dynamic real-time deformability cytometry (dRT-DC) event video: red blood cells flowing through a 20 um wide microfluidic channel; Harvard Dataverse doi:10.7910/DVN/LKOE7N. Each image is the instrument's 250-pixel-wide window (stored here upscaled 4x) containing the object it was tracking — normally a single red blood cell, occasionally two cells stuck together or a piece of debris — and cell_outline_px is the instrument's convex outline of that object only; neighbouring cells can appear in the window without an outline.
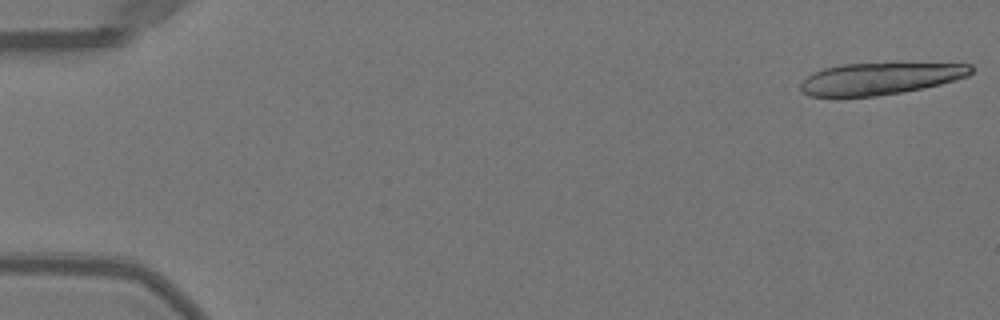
{"species": "Egyptian fruit bat (a non-hibernating species)", "species_latin": "Rousettus aegyptiacus", "temperature_condition": "warm", "stored_images_in_passage": 13, "camera_frame_rate_fps": 3000, "um_per_image_px": 0.085, "animal": {"sex": "female"}, "frame": {"image": 1, "passage_image": 1, "time_ms": 0.0, "image_size_px": [1000, 320], "cell_outline_px": [[972, 72], [968, 76], [956, 80], [924, 88], [876, 96], [840, 100], [832, 100], [808, 96], [800, 88], [800, 84], [808, 76], [824, 68], [840, 64], [972, 64]], "centroid_in_image_um": [74.69, 6.74], "position_along_channel_um": 10.3, "area_um2": 32.19}}